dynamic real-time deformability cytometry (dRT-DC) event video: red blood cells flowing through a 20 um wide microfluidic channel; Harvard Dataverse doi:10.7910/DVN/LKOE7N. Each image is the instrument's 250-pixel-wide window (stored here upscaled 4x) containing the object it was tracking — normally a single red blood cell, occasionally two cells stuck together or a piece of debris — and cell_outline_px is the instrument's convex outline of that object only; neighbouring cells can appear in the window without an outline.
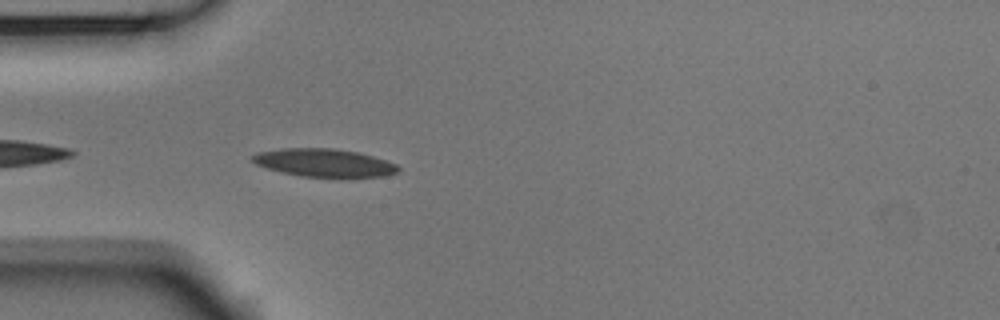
{"species": "Egyptian fruit bat (a non-hibernating species)", "species_latin": "Rousettus aegyptiacus", "temperature_condition": "room temperature", "stored_images_in_passage": 9, "camera_frame_rate_fps": 3000, "um_per_image_px": 0.085, "animal": {"sex": "male"}, "frame": {"image": 1, "passage_image": 2, "time_ms": 0.333, "image_size_px": [1000, 320], "cell_outline_px": [[400, 172], [388, 176], [300, 176], [280, 172], [256, 164], [252, 160], [252, 156], [256, 152], [280, 148], [332, 148], [356, 152], [372, 156], [396, 164], [400, 168]], "centroid_in_image_um": [27.53, 13.82], "position_along_channel_um": 57.5, "area_um2": 23.52}}
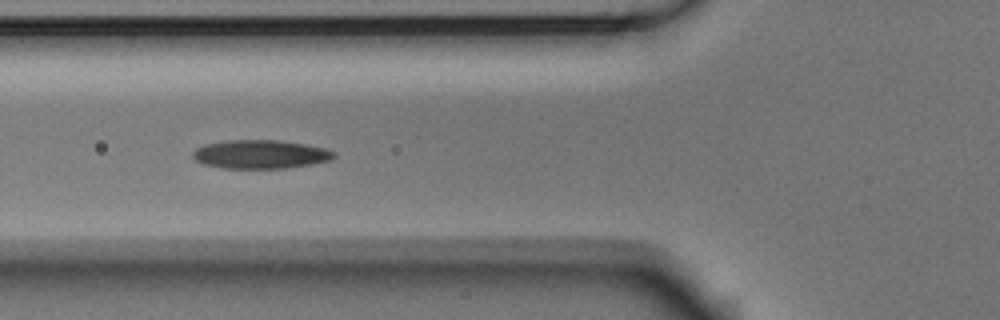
{"frame": {"image": 2, "passage_image": 6, "time_ms": 1.667, "image_size_px": [1000, 320], "cell_outline_px": [[336, 156], [328, 160], [312, 164], [288, 168], [220, 168], [204, 164], [196, 160], [192, 156], [192, 152], [196, 148], [204, 144], [228, 140], [276, 140], [304, 144], [328, 148], [336, 152]], "centroid_in_image_um": [22.14, 13.11], "position_along_channel_um": 103.7, "area_um2": 23.64}}